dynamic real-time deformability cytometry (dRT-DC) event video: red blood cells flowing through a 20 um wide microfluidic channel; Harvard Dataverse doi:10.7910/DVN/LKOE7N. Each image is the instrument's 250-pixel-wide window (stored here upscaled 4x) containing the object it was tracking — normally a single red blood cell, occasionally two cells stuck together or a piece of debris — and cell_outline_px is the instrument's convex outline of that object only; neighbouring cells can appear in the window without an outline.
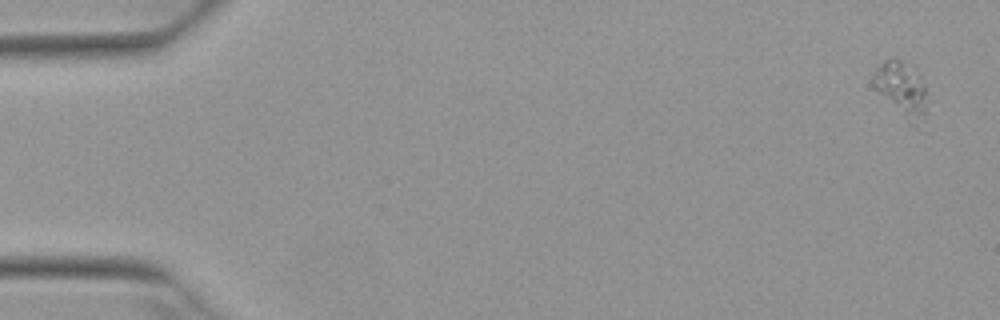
{"species": "Egyptian fruit bat (a non-hibernating species)", "species_latin": "Rousettus aegyptiacus", "temperature_condition": "warm", "stored_images_in_passage": 2, "camera_frame_rate_fps": 3000, "um_per_image_px": 0.085, "animal": {"sex": "female"}, "frame": {"image": 1, "passage_image": 1, "time_ms": 0.0, "image_size_px": [1000, 320], "cell_outline_px": [[924, 120], [916, 128], [912, 128], [908, 124], [872, 84], [872, 76], [876, 68], [888, 56], [892, 56], [916, 64], [924, 84]], "centroid_in_image_um": [76.64, 7.52], "position_along_channel_um": 8.4, "area_um2": 17.8}}